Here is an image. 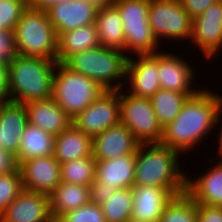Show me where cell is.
<instances>
[{"mask_svg":"<svg viewBox=\"0 0 222 222\" xmlns=\"http://www.w3.org/2000/svg\"><path fill=\"white\" fill-rule=\"evenodd\" d=\"M221 112L222 96L208 90L197 92L187 99L177 117L163 128L160 143L180 153L194 148L218 124Z\"/></svg>","mask_w":222,"mask_h":222,"instance_id":"1","label":"cell"},{"mask_svg":"<svg viewBox=\"0 0 222 222\" xmlns=\"http://www.w3.org/2000/svg\"><path fill=\"white\" fill-rule=\"evenodd\" d=\"M179 153L161 143H140L134 185L165 188L175 196L186 192L188 177L179 170Z\"/></svg>","mask_w":222,"mask_h":222,"instance_id":"2","label":"cell"},{"mask_svg":"<svg viewBox=\"0 0 222 222\" xmlns=\"http://www.w3.org/2000/svg\"><path fill=\"white\" fill-rule=\"evenodd\" d=\"M57 61L16 55L8 61L10 101L28 103L52 97Z\"/></svg>","mask_w":222,"mask_h":222,"instance_id":"3","label":"cell"},{"mask_svg":"<svg viewBox=\"0 0 222 222\" xmlns=\"http://www.w3.org/2000/svg\"><path fill=\"white\" fill-rule=\"evenodd\" d=\"M128 58L124 51L99 45L70 56L64 64L93 79L106 91H118L123 88V82H113L127 77Z\"/></svg>","mask_w":222,"mask_h":222,"instance_id":"4","label":"cell"},{"mask_svg":"<svg viewBox=\"0 0 222 222\" xmlns=\"http://www.w3.org/2000/svg\"><path fill=\"white\" fill-rule=\"evenodd\" d=\"M13 37L17 55L56 61L58 35L45 10L28 5L15 26Z\"/></svg>","mask_w":222,"mask_h":222,"instance_id":"5","label":"cell"},{"mask_svg":"<svg viewBox=\"0 0 222 222\" xmlns=\"http://www.w3.org/2000/svg\"><path fill=\"white\" fill-rule=\"evenodd\" d=\"M52 98L73 119L106 90L93 79L79 74L64 63L57 62Z\"/></svg>","mask_w":222,"mask_h":222,"instance_id":"6","label":"cell"},{"mask_svg":"<svg viewBox=\"0 0 222 222\" xmlns=\"http://www.w3.org/2000/svg\"><path fill=\"white\" fill-rule=\"evenodd\" d=\"M118 8L124 29L125 52L154 54L159 44L148 21L150 0H112Z\"/></svg>","mask_w":222,"mask_h":222,"instance_id":"7","label":"cell"},{"mask_svg":"<svg viewBox=\"0 0 222 222\" xmlns=\"http://www.w3.org/2000/svg\"><path fill=\"white\" fill-rule=\"evenodd\" d=\"M127 93L119 90L120 122L140 143H160L163 128L158 122L151 99Z\"/></svg>","mask_w":222,"mask_h":222,"instance_id":"8","label":"cell"},{"mask_svg":"<svg viewBox=\"0 0 222 222\" xmlns=\"http://www.w3.org/2000/svg\"><path fill=\"white\" fill-rule=\"evenodd\" d=\"M148 21L159 41L168 39H191L193 19L179 0H150Z\"/></svg>","mask_w":222,"mask_h":222,"instance_id":"9","label":"cell"},{"mask_svg":"<svg viewBox=\"0 0 222 222\" xmlns=\"http://www.w3.org/2000/svg\"><path fill=\"white\" fill-rule=\"evenodd\" d=\"M120 123L118 91H105L72 119V124L91 138Z\"/></svg>","mask_w":222,"mask_h":222,"instance_id":"10","label":"cell"},{"mask_svg":"<svg viewBox=\"0 0 222 222\" xmlns=\"http://www.w3.org/2000/svg\"><path fill=\"white\" fill-rule=\"evenodd\" d=\"M19 170L25 190L50 195L61 183V165L53 155L23 161Z\"/></svg>","mask_w":222,"mask_h":222,"instance_id":"11","label":"cell"},{"mask_svg":"<svg viewBox=\"0 0 222 222\" xmlns=\"http://www.w3.org/2000/svg\"><path fill=\"white\" fill-rule=\"evenodd\" d=\"M50 196L25 190L0 214V222H53Z\"/></svg>","mask_w":222,"mask_h":222,"instance_id":"12","label":"cell"},{"mask_svg":"<svg viewBox=\"0 0 222 222\" xmlns=\"http://www.w3.org/2000/svg\"><path fill=\"white\" fill-rule=\"evenodd\" d=\"M191 40L198 45L205 58L217 55L216 52L222 48V0L193 18Z\"/></svg>","mask_w":222,"mask_h":222,"instance_id":"13","label":"cell"},{"mask_svg":"<svg viewBox=\"0 0 222 222\" xmlns=\"http://www.w3.org/2000/svg\"><path fill=\"white\" fill-rule=\"evenodd\" d=\"M140 142L121 122L92 138V156L108 160L136 153Z\"/></svg>","mask_w":222,"mask_h":222,"instance_id":"14","label":"cell"},{"mask_svg":"<svg viewBox=\"0 0 222 222\" xmlns=\"http://www.w3.org/2000/svg\"><path fill=\"white\" fill-rule=\"evenodd\" d=\"M133 207L130 222H159L166 205L175 196L165 188L133 185Z\"/></svg>","mask_w":222,"mask_h":222,"instance_id":"15","label":"cell"},{"mask_svg":"<svg viewBox=\"0 0 222 222\" xmlns=\"http://www.w3.org/2000/svg\"><path fill=\"white\" fill-rule=\"evenodd\" d=\"M138 60L128 58L126 78L129 79L133 96L151 98L161 89L158 75V52L154 54H136ZM129 76V77H128ZM132 88V89H131Z\"/></svg>","mask_w":222,"mask_h":222,"instance_id":"16","label":"cell"},{"mask_svg":"<svg viewBox=\"0 0 222 222\" xmlns=\"http://www.w3.org/2000/svg\"><path fill=\"white\" fill-rule=\"evenodd\" d=\"M98 8L84 0H70L46 10L57 35L78 27L95 24Z\"/></svg>","mask_w":222,"mask_h":222,"instance_id":"17","label":"cell"},{"mask_svg":"<svg viewBox=\"0 0 222 222\" xmlns=\"http://www.w3.org/2000/svg\"><path fill=\"white\" fill-rule=\"evenodd\" d=\"M194 75L192 67L188 62H184V59L180 58V56L178 57L168 52H158L157 78L161 89L186 93L190 97L194 96L200 91L190 87Z\"/></svg>","mask_w":222,"mask_h":222,"instance_id":"18","label":"cell"},{"mask_svg":"<svg viewBox=\"0 0 222 222\" xmlns=\"http://www.w3.org/2000/svg\"><path fill=\"white\" fill-rule=\"evenodd\" d=\"M28 124L25 104L5 101L0 108V148L17 155L21 135Z\"/></svg>","mask_w":222,"mask_h":222,"instance_id":"19","label":"cell"},{"mask_svg":"<svg viewBox=\"0 0 222 222\" xmlns=\"http://www.w3.org/2000/svg\"><path fill=\"white\" fill-rule=\"evenodd\" d=\"M28 123L41 128L54 137L72 124V119L51 97L25 103Z\"/></svg>","mask_w":222,"mask_h":222,"instance_id":"20","label":"cell"},{"mask_svg":"<svg viewBox=\"0 0 222 222\" xmlns=\"http://www.w3.org/2000/svg\"><path fill=\"white\" fill-rule=\"evenodd\" d=\"M136 153L108 160H96L95 180L113 188H132L135 179Z\"/></svg>","mask_w":222,"mask_h":222,"instance_id":"21","label":"cell"},{"mask_svg":"<svg viewBox=\"0 0 222 222\" xmlns=\"http://www.w3.org/2000/svg\"><path fill=\"white\" fill-rule=\"evenodd\" d=\"M216 165L194 181L187 178L186 193L197 204L222 206V160Z\"/></svg>","mask_w":222,"mask_h":222,"instance_id":"22","label":"cell"},{"mask_svg":"<svg viewBox=\"0 0 222 222\" xmlns=\"http://www.w3.org/2000/svg\"><path fill=\"white\" fill-rule=\"evenodd\" d=\"M92 155V138L71 124L55 136L53 156L59 163Z\"/></svg>","mask_w":222,"mask_h":222,"instance_id":"23","label":"cell"},{"mask_svg":"<svg viewBox=\"0 0 222 222\" xmlns=\"http://www.w3.org/2000/svg\"><path fill=\"white\" fill-rule=\"evenodd\" d=\"M95 25L102 46L125 52L123 22L118 8L113 3L98 9Z\"/></svg>","mask_w":222,"mask_h":222,"instance_id":"24","label":"cell"},{"mask_svg":"<svg viewBox=\"0 0 222 222\" xmlns=\"http://www.w3.org/2000/svg\"><path fill=\"white\" fill-rule=\"evenodd\" d=\"M101 45L95 24L78 27L58 35L56 61L64 63L70 56Z\"/></svg>","mask_w":222,"mask_h":222,"instance_id":"25","label":"cell"},{"mask_svg":"<svg viewBox=\"0 0 222 222\" xmlns=\"http://www.w3.org/2000/svg\"><path fill=\"white\" fill-rule=\"evenodd\" d=\"M49 196L52 216L59 220L67 212L90 202V187L61 182Z\"/></svg>","mask_w":222,"mask_h":222,"instance_id":"26","label":"cell"},{"mask_svg":"<svg viewBox=\"0 0 222 222\" xmlns=\"http://www.w3.org/2000/svg\"><path fill=\"white\" fill-rule=\"evenodd\" d=\"M55 137L41 128L27 124L21 135L18 163L35 158L53 155Z\"/></svg>","mask_w":222,"mask_h":222,"instance_id":"27","label":"cell"},{"mask_svg":"<svg viewBox=\"0 0 222 222\" xmlns=\"http://www.w3.org/2000/svg\"><path fill=\"white\" fill-rule=\"evenodd\" d=\"M189 97L186 93L159 89L150 98L154 112L162 128L177 117Z\"/></svg>","mask_w":222,"mask_h":222,"instance_id":"28","label":"cell"},{"mask_svg":"<svg viewBox=\"0 0 222 222\" xmlns=\"http://www.w3.org/2000/svg\"><path fill=\"white\" fill-rule=\"evenodd\" d=\"M106 222H130L133 194L132 188H120L100 204Z\"/></svg>","mask_w":222,"mask_h":222,"instance_id":"29","label":"cell"},{"mask_svg":"<svg viewBox=\"0 0 222 222\" xmlns=\"http://www.w3.org/2000/svg\"><path fill=\"white\" fill-rule=\"evenodd\" d=\"M61 182L89 186L95 180L96 159L88 157L61 163Z\"/></svg>","mask_w":222,"mask_h":222,"instance_id":"30","label":"cell"},{"mask_svg":"<svg viewBox=\"0 0 222 222\" xmlns=\"http://www.w3.org/2000/svg\"><path fill=\"white\" fill-rule=\"evenodd\" d=\"M159 222H197L196 202L186 192L174 196Z\"/></svg>","mask_w":222,"mask_h":222,"instance_id":"31","label":"cell"},{"mask_svg":"<svg viewBox=\"0 0 222 222\" xmlns=\"http://www.w3.org/2000/svg\"><path fill=\"white\" fill-rule=\"evenodd\" d=\"M20 170L0 174V214L23 191Z\"/></svg>","mask_w":222,"mask_h":222,"instance_id":"32","label":"cell"},{"mask_svg":"<svg viewBox=\"0 0 222 222\" xmlns=\"http://www.w3.org/2000/svg\"><path fill=\"white\" fill-rule=\"evenodd\" d=\"M28 5V0H0V29L13 33Z\"/></svg>","mask_w":222,"mask_h":222,"instance_id":"33","label":"cell"},{"mask_svg":"<svg viewBox=\"0 0 222 222\" xmlns=\"http://www.w3.org/2000/svg\"><path fill=\"white\" fill-rule=\"evenodd\" d=\"M59 222H106L101 206L89 202L73 211L67 212Z\"/></svg>","mask_w":222,"mask_h":222,"instance_id":"34","label":"cell"},{"mask_svg":"<svg viewBox=\"0 0 222 222\" xmlns=\"http://www.w3.org/2000/svg\"><path fill=\"white\" fill-rule=\"evenodd\" d=\"M197 222H222V206L196 203Z\"/></svg>","mask_w":222,"mask_h":222,"instance_id":"35","label":"cell"},{"mask_svg":"<svg viewBox=\"0 0 222 222\" xmlns=\"http://www.w3.org/2000/svg\"><path fill=\"white\" fill-rule=\"evenodd\" d=\"M16 55L13 33L0 29V60L10 61Z\"/></svg>","mask_w":222,"mask_h":222,"instance_id":"36","label":"cell"},{"mask_svg":"<svg viewBox=\"0 0 222 222\" xmlns=\"http://www.w3.org/2000/svg\"><path fill=\"white\" fill-rule=\"evenodd\" d=\"M117 191V188L110 186H104L98 181L94 180L90 184V202L96 203L98 205L102 204Z\"/></svg>","mask_w":222,"mask_h":222,"instance_id":"37","label":"cell"},{"mask_svg":"<svg viewBox=\"0 0 222 222\" xmlns=\"http://www.w3.org/2000/svg\"><path fill=\"white\" fill-rule=\"evenodd\" d=\"M183 8L193 19L196 16L201 15L209 6L216 3L219 0H179Z\"/></svg>","mask_w":222,"mask_h":222,"instance_id":"38","label":"cell"},{"mask_svg":"<svg viewBox=\"0 0 222 222\" xmlns=\"http://www.w3.org/2000/svg\"><path fill=\"white\" fill-rule=\"evenodd\" d=\"M19 169L17 157L10 151L0 148V174L11 173Z\"/></svg>","mask_w":222,"mask_h":222,"instance_id":"39","label":"cell"},{"mask_svg":"<svg viewBox=\"0 0 222 222\" xmlns=\"http://www.w3.org/2000/svg\"><path fill=\"white\" fill-rule=\"evenodd\" d=\"M8 61L0 60V98L10 101Z\"/></svg>","mask_w":222,"mask_h":222,"instance_id":"40","label":"cell"},{"mask_svg":"<svg viewBox=\"0 0 222 222\" xmlns=\"http://www.w3.org/2000/svg\"><path fill=\"white\" fill-rule=\"evenodd\" d=\"M29 1V6L32 8L36 9H42V10H47L51 6H54L56 4H59L61 2H67L70 0H28Z\"/></svg>","mask_w":222,"mask_h":222,"instance_id":"41","label":"cell"},{"mask_svg":"<svg viewBox=\"0 0 222 222\" xmlns=\"http://www.w3.org/2000/svg\"><path fill=\"white\" fill-rule=\"evenodd\" d=\"M84 1L94 5L98 9L110 5L112 3V0H84Z\"/></svg>","mask_w":222,"mask_h":222,"instance_id":"42","label":"cell"},{"mask_svg":"<svg viewBox=\"0 0 222 222\" xmlns=\"http://www.w3.org/2000/svg\"><path fill=\"white\" fill-rule=\"evenodd\" d=\"M220 130H221V131H220L221 133H220V136L218 137V138H219V141H218V142H219L220 144H219L218 146H219V148H222V129H220Z\"/></svg>","mask_w":222,"mask_h":222,"instance_id":"43","label":"cell"},{"mask_svg":"<svg viewBox=\"0 0 222 222\" xmlns=\"http://www.w3.org/2000/svg\"><path fill=\"white\" fill-rule=\"evenodd\" d=\"M4 102H5V101H4L2 98H0V108H1V106L3 105Z\"/></svg>","mask_w":222,"mask_h":222,"instance_id":"44","label":"cell"},{"mask_svg":"<svg viewBox=\"0 0 222 222\" xmlns=\"http://www.w3.org/2000/svg\"><path fill=\"white\" fill-rule=\"evenodd\" d=\"M219 153H220V159L222 160V148H219Z\"/></svg>","mask_w":222,"mask_h":222,"instance_id":"45","label":"cell"}]
</instances>
